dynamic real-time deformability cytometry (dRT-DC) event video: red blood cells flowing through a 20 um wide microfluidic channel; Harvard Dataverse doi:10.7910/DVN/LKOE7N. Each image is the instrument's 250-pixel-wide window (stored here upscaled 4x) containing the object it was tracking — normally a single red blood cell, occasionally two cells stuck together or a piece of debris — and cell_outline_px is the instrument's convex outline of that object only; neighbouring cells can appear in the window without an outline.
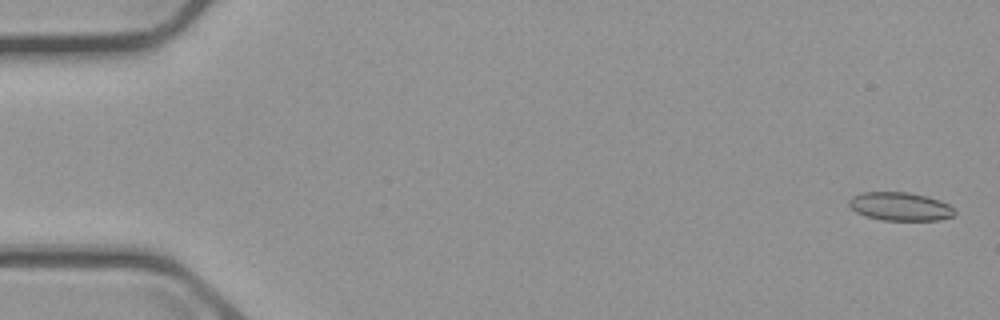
{"species": "common noctule bat (a hibernating species)", "species_latin": "Nyctalus noctula", "temperature_condition": "cold", "stored_images_in_passage": 5, "camera_frame_rate_fps": 3000, "um_per_image_px": 0.085, "animal": {"sex": "male", "body_mass_g": 23.1, "forearm_length_mm": 52.7}, "frame": {"image": 1, "passage_image": 1, "time_ms": 0.0, "image_size_px": [1000, 320], "cell_outline_px": [[956, 212], [952, 216], [940, 220], [880, 220], [864, 216], [856, 212], [848, 204], [848, 200], [852, 196], [860, 192], [908, 192], [928, 196], [940, 200], [956, 208]], "centroid_in_image_um": [76.51, 17.54], "position_along_channel_um": 8.5, "area_um2": 17.74}}
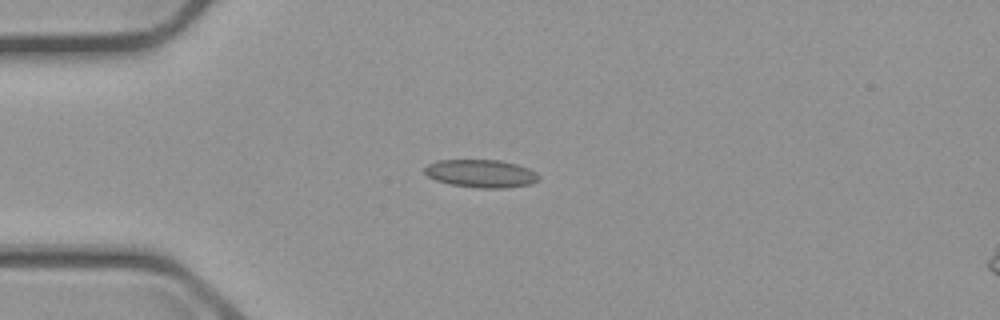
{"frame": {"image": 2, "passage_image": 4, "time_ms": 4.333, "image_size_px": [1000, 320], "cell_outline_px": [[540, 180], [532, 184], [504, 188], [480, 188], [452, 184], [436, 180], [428, 176], [424, 172], [424, 168], [428, 164], [436, 160], [500, 160], [516, 164], [528, 168], [536, 172], [540, 176]], "centroid_in_image_um": [40.91, 14.75], "position_along_channel_um": 44.1, "area_um2": 18.61}}